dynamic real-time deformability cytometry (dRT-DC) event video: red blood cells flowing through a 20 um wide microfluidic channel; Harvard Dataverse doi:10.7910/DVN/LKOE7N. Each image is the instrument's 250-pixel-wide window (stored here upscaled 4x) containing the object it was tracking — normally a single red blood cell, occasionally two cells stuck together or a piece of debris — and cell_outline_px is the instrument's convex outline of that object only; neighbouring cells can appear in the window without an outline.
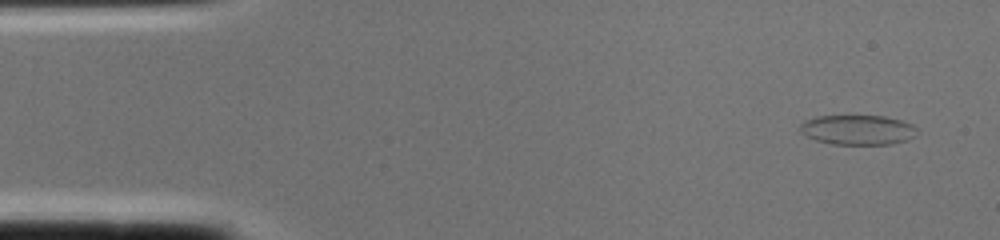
{"species": "common noctule bat (a hibernating species)", "species_latin": "Nyctalus noctula", "temperature_condition": "cold", "stored_images_in_passage": 2, "camera_frame_rate_fps": 3000, "um_per_image_px": 0.085, "animal": {"sex": "female", "body_mass_g": 22.0, "forearm_length_mm": 56.7}, "frame": {"image": 1, "passage_image": 1, "time_ms": 0.0, "image_size_px": [1000, 240], "cell_outline_px": [[920, 132], [916, 136], [908, 140], [892, 144], [832, 144], [816, 140], [804, 136], [800, 132], [800, 124], [804, 120], [816, 116], [884, 116], [900, 120], [912, 124]], "centroid_in_image_um": [72.91, 11.04], "position_along_channel_um": 12.1, "area_um2": 20.58}}
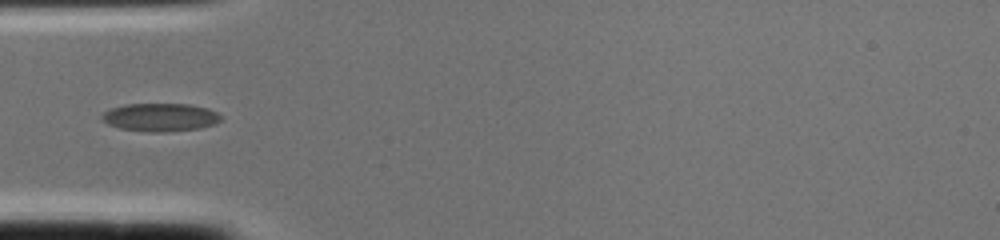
{"frame": {"image": 2, "passage_image": 2, "time_ms": 0.333, "image_size_px": [1000, 240], "cell_outline_px": [[220, 120], [216, 124], [200, 128], [164, 132], [148, 132], [120, 128], [108, 124], [100, 120], [100, 116], [108, 108], [124, 104], [188, 104], [208, 108], [216, 112], [220, 116]], "centroid_in_image_um": [13.57, 9.96], "position_along_channel_um": 71.4, "area_um2": 19.65}}